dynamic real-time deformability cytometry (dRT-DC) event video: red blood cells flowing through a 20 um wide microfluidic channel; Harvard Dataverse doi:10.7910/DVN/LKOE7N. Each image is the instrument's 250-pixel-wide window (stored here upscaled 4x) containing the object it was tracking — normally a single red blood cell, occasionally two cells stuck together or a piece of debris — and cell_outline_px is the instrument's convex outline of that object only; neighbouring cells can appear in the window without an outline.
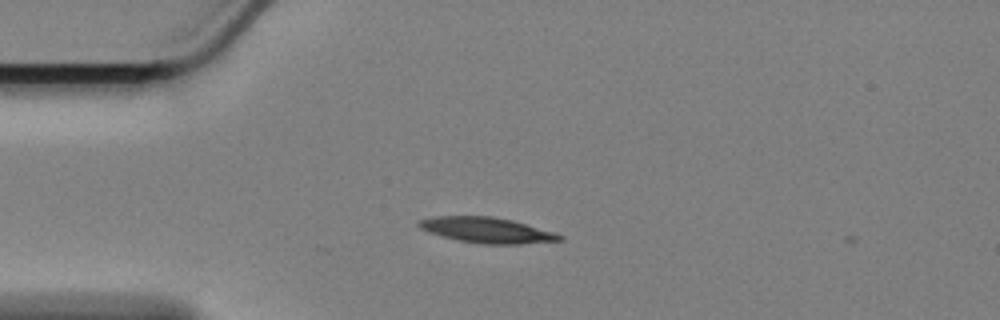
{"species": "Egyptian fruit bat (a non-hibernating species)", "species_latin": "Rousettus aegyptiacus", "temperature_condition": "cold", "stored_images_in_passage": 4, "camera_frame_rate_fps": 3000, "um_per_image_px": 0.085, "animal": {"sex": "female"}, "frame": {"image": 1, "passage_image": 1, "time_ms": 0.0, "image_size_px": [1000, 320], "cell_outline_px": [[564, 240], [520, 244], [480, 244], [456, 240], [440, 236], [428, 232], [420, 228], [416, 224], [416, 220], [436, 216], [492, 216], [512, 220], [552, 232], [564, 236]], "centroid_in_image_um": [41.31, 19.56], "position_along_channel_um": 43.7, "area_um2": 21.04}}